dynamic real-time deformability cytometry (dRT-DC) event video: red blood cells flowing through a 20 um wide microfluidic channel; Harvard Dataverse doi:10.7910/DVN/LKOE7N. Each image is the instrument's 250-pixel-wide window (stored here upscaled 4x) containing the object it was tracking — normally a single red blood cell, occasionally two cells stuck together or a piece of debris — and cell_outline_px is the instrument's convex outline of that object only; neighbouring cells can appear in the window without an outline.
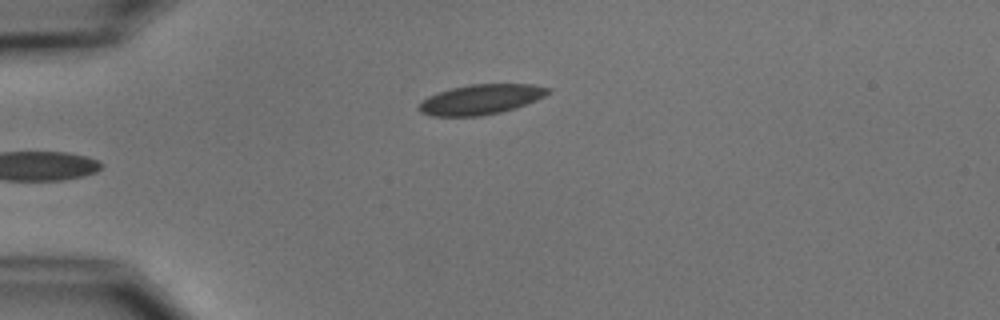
{"species": "common noctule bat (a hibernating species)", "species_latin": "Nyctalus noctula", "temperature_condition": "cold", "stored_images_in_passage": 5, "camera_frame_rate_fps": 3000, "um_per_image_px": 0.085, "animal": {"sex": "male", "body_mass_g": 15.6}, "frame": {"image": 1, "passage_image": 5, "time_ms": 5.0, "image_size_px": [1000, 320], "cell_outline_px": [[552, 88], [544, 96], [536, 100], [516, 108], [500, 112], [480, 116], [432, 116], [420, 112], [416, 108], [428, 96], [452, 88], [468, 84], [532, 84]], "centroid_in_image_um": [40.87, 8.45], "position_along_channel_um": 44.1, "area_um2": 22.48}}